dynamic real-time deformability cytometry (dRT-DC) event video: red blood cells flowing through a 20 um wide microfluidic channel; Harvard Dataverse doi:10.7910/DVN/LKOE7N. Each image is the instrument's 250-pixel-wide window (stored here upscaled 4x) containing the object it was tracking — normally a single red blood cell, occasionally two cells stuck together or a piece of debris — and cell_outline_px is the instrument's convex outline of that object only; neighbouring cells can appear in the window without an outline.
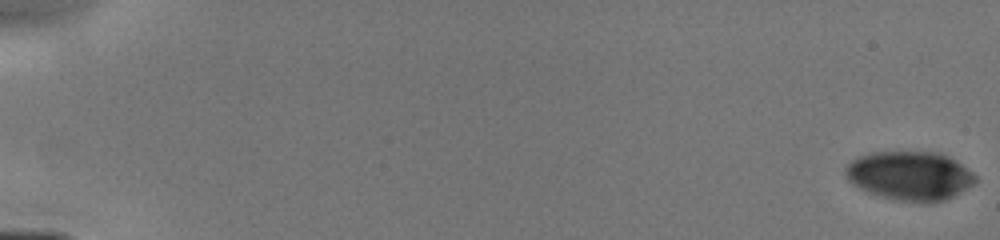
{"species": "human", "species_latin": "Homo sapiens", "temperature_condition": "cold", "stored_images_in_passage": 26, "camera_frame_rate_fps": 3000, "um_per_image_px": 0.085, "donor": {"sex": "male"}, "frame": {"image": 1, "passage_image": 1, "time_ms": 0.0, "image_size_px": [1000, 240], "cell_outline_px": [[976, 180], [972, 184], [960, 192], [944, 200], [924, 204], [920, 204], [896, 200], [880, 196], [868, 192], [852, 184], [848, 180], [844, 172], [844, 168], [852, 160], [860, 156], [872, 152], [932, 152], [948, 156], [956, 160], [972, 172], [976, 176]], "centroid_in_image_um": [77.31, 14.95], "position_along_channel_um": 7.7, "area_um2": 37.11}}
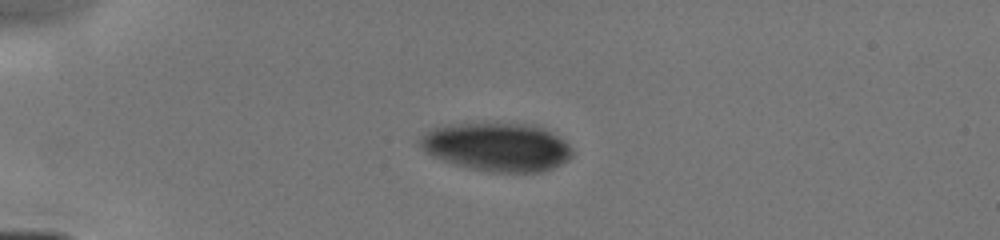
{"frame": {"image": 2, "passage_image": 13, "time_ms": 4.333, "image_size_px": [1000, 240], "cell_outline_px": [[572, 156], [568, 160], [544, 172], [492, 172], [468, 168], [452, 164], [432, 156], [416, 144], [416, 140], [420, 136], [432, 128], [448, 124], [528, 124], [544, 128], [564, 140], [572, 148]], "centroid_in_image_um": [42.2, 12.5], "position_along_channel_um": 42.8, "area_um2": 43.18}}
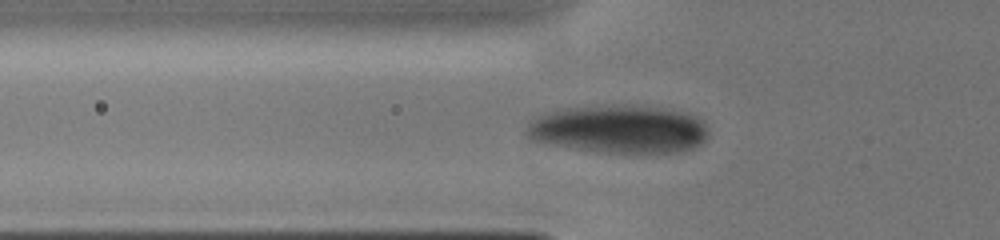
{"frame": {"image": 3, "passage_image": 22, "time_ms": 6.0, "image_size_px": [1000, 240], "cell_outline_px": [[708, 136], [700, 144], [692, 148], [680, 152], [604, 152], [568, 148], [540, 140], [528, 136], [524, 132], [528, 120], [544, 112], [564, 108], [612, 104], [624, 104], [660, 108], [688, 112], [704, 120], [708, 128]], "centroid_in_image_um": [52.63, 10.95], "position_along_channel_um": 73.2, "area_um2": 51.44}}